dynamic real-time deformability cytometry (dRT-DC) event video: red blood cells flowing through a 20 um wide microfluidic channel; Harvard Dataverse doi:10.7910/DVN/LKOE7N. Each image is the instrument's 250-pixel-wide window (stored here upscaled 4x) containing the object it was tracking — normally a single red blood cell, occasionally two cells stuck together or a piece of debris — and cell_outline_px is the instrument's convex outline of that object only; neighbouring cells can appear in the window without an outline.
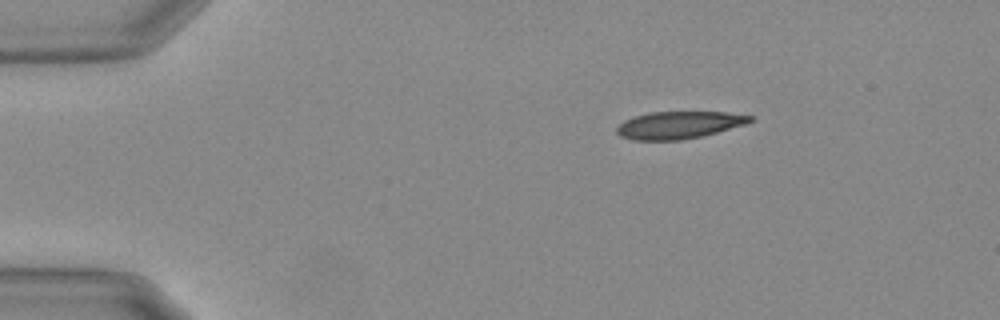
{"species": "Egyptian fruit bat (a non-hibernating species)", "species_latin": "Rousettus aegyptiacus", "temperature_condition": "warm", "stored_images_in_passage": 47, "camera_frame_rate_fps": 3000, "um_per_image_px": 0.085, "animal": {"sex": "female"}, "frame": {"image": 1, "passage_image": 1, "time_ms": 0.0, "image_size_px": [1000, 320], "cell_outline_px": [[752, 120], [744, 124], [716, 132], [700, 136], [680, 140], [632, 140], [620, 136], [616, 132], [616, 128], [624, 120], [636, 116], [652, 112], [724, 112], [752, 116]], "centroid_in_image_um": [57.65, 10.63], "position_along_channel_um": 27.4, "area_um2": 20.87}}
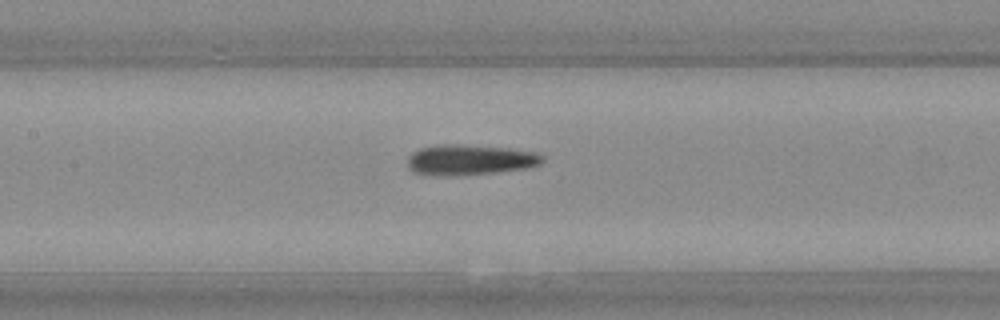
{"frame": {"image": 2, "passage_image": 18, "time_ms": 5.667, "image_size_px": [1000, 320], "cell_outline_px": [[544, 160], [540, 164], [524, 168], [496, 172], [448, 176], [440, 176], [412, 172], [408, 168], [408, 156], [412, 152], [420, 148], [436, 144], [456, 144], [508, 148], [536, 152], [544, 156]], "centroid_in_image_um": [39.9, 13.58], "position_along_channel_um": 167.5, "area_um2": 23.99}}
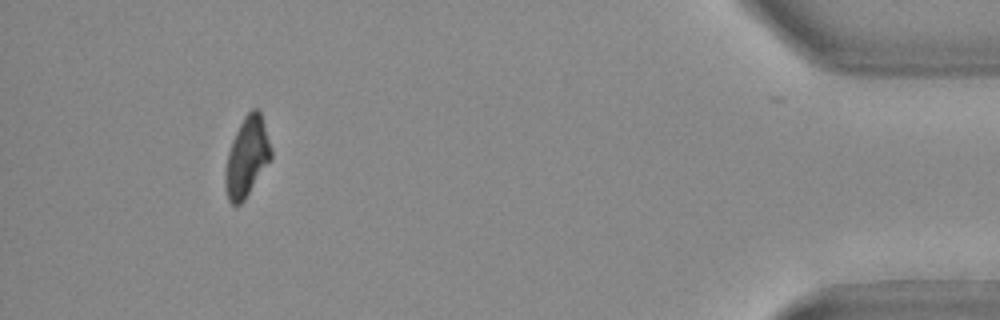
{"frame": {"image": 3, "passage_image": 43, "time_ms": 14.0, "image_size_px": [1000, 320], "cell_outline_px": [[272, 160], [244, 200], [240, 204], [232, 204], [228, 200], [224, 180], [224, 172], [228, 152], [232, 140], [244, 116], [252, 108], [256, 108], [260, 112], [272, 152]], "centroid_in_image_um": [20.98, 13.37], "position_along_channel_um": 414.2, "area_um2": 21.15}, "authors_computed_cell_mechanics": {"area_um2": 23.1778, "velocity_mm_per_s": 3.7097, "shape_relaxation_time_tau1_ms": 7.5225, "shape_relaxation_time_tau2_ms": 2.8353, "deformation_change_tau1": 0.2203, "deformation_change_tau2": 0.1178}}